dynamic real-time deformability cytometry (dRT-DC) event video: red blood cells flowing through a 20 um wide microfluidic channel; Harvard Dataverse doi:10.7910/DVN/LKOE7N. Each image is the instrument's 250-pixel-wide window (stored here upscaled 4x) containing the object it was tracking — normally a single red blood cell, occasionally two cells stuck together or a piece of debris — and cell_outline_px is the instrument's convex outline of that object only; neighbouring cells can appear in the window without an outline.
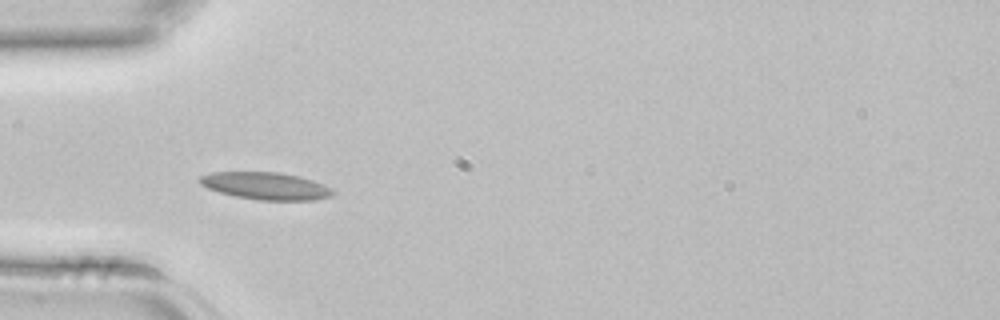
{"species": "common noctule bat (a hibernating species)", "species_latin": "Nyctalus noctula", "temperature_condition": "room temperature", "stored_images_in_passage": 36, "camera_frame_rate_fps": 3000, "um_per_image_px": 0.085, "animal": {"sex": "female", "body_mass_g": 22.7, "forearm_length_mm": 54.2}, "frame": {"image": 1, "passage_image": 6, "time_ms": 1.667, "image_size_px": [1000, 320], "cell_outline_px": [[336, 192], [332, 196], [312, 200], [260, 200], [236, 196], [220, 192], [208, 188], [200, 184], [200, 176], [212, 172], [280, 172], [300, 176], [324, 184], [332, 188]], "centroid_in_image_um": [22.64, 15.8], "position_along_channel_um": 62.4, "area_um2": 21.15}}